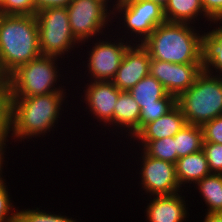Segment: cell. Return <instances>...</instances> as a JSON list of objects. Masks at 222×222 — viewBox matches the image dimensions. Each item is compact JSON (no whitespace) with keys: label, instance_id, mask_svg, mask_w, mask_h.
Wrapping results in <instances>:
<instances>
[{"label":"cell","instance_id":"35","mask_svg":"<svg viewBox=\"0 0 222 222\" xmlns=\"http://www.w3.org/2000/svg\"><path fill=\"white\" fill-rule=\"evenodd\" d=\"M0 86H9V75L3 70L0 63Z\"/></svg>","mask_w":222,"mask_h":222},{"label":"cell","instance_id":"31","mask_svg":"<svg viewBox=\"0 0 222 222\" xmlns=\"http://www.w3.org/2000/svg\"><path fill=\"white\" fill-rule=\"evenodd\" d=\"M204 13L212 21H222V0H201Z\"/></svg>","mask_w":222,"mask_h":222},{"label":"cell","instance_id":"33","mask_svg":"<svg viewBox=\"0 0 222 222\" xmlns=\"http://www.w3.org/2000/svg\"><path fill=\"white\" fill-rule=\"evenodd\" d=\"M8 142H10V141L0 140V179L4 178L6 176L5 175L6 173L4 172V167H7L8 161L5 159L7 158L6 156H8L7 154L10 153L9 152L10 147H8V144H9ZM7 149H8V152H7ZM5 163H7V164H5Z\"/></svg>","mask_w":222,"mask_h":222},{"label":"cell","instance_id":"28","mask_svg":"<svg viewBox=\"0 0 222 222\" xmlns=\"http://www.w3.org/2000/svg\"><path fill=\"white\" fill-rule=\"evenodd\" d=\"M3 15H36L34 0H2L0 3Z\"/></svg>","mask_w":222,"mask_h":222},{"label":"cell","instance_id":"15","mask_svg":"<svg viewBox=\"0 0 222 222\" xmlns=\"http://www.w3.org/2000/svg\"><path fill=\"white\" fill-rule=\"evenodd\" d=\"M140 106L129 91H121L113 111V131L115 136L130 140L139 131ZM120 130V132L118 131ZM126 133V134H125ZM123 136H119V135Z\"/></svg>","mask_w":222,"mask_h":222},{"label":"cell","instance_id":"11","mask_svg":"<svg viewBox=\"0 0 222 222\" xmlns=\"http://www.w3.org/2000/svg\"><path fill=\"white\" fill-rule=\"evenodd\" d=\"M82 82L84 85L79 84L80 87L78 88H81L83 92L80 93L79 91L77 97H80L79 100L83 102L82 104L85 103L84 111L89 114L88 117L97 120L96 122L99 125L97 124L96 127L103 125L102 129L104 128L112 133L110 131H113L114 106L121 91L110 81H86L88 82L86 83L83 80Z\"/></svg>","mask_w":222,"mask_h":222},{"label":"cell","instance_id":"36","mask_svg":"<svg viewBox=\"0 0 222 222\" xmlns=\"http://www.w3.org/2000/svg\"><path fill=\"white\" fill-rule=\"evenodd\" d=\"M105 3L112 11L114 10L118 0H98Z\"/></svg>","mask_w":222,"mask_h":222},{"label":"cell","instance_id":"27","mask_svg":"<svg viewBox=\"0 0 222 222\" xmlns=\"http://www.w3.org/2000/svg\"><path fill=\"white\" fill-rule=\"evenodd\" d=\"M5 178L0 179V222H17L18 206L12 199L8 188L10 185Z\"/></svg>","mask_w":222,"mask_h":222},{"label":"cell","instance_id":"18","mask_svg":"<svg viewBox=\"0 0 222 222\" xmlns=\"http://www.w3.org/2000/svg\"><path fill=\"white\" fill-rule=\"evenodd\" d=\"M175 170L180 187L186 189L190 196L192 187L205 176L211 174L203 150L178 158Z\"/></svg>","mask_w":222,"mask_h":222},{"label":"cell","instance_id":"8","mask_svg":"<svg viewBox=\"0 0 222 222\" xmlns=\"http://www.w3.org/2000/svg\"><path fill=\"white\" fill-rule=\"evenodd\" d=\"M87 43L88 45H86ZM131 45V42L124 40L120 36L118 37L116 34L114 35L113 30L102 37L100 36L96 39L81 43V49H79L77 53L81 54L82 51L80 50H83L84 48L82 47L84 46H89L90 48H86V50H89H87V53L85 54V59L87 61L82 60L83 65L81 66H85V68L83 67V70L85 69L84 75H81L82 72L76 73H79L81 78L83 76L82 79H88L87 81L111 82L116 74V71L120 67L125 52Z\"/></svg>","mask_w":222,"mask_h":222},{"label":"cell","instance_id":"32","mask_svg":"<svg viewBox=\"0 0 222 222\" xmlns=\"http://www.w3.org/2000/svg\"><path fill=\"white\" fill-rule=\"evenodd\" d=\"M72 0H34L37 11L50 7H67Z\"/></svg>","mask_w":222,"mask_h":222},{"label":"cell","instance_id":"17","mask_svg":"<svg viewBox=\"0 0 222 222\" xmlns=\"http://www.w3.org/2000/svg\"><path fill=\"white\" fill-rule=\"evenodd\" d=\"M201 65L208 73L222 75V21L211 22L202 32Z\"/></svg>","mask_w":222,"mask_h":222},{"label":"cell","instance_id":"26","mask_svg":"<svg viewBox=\"0 0 222 222\" xmlns=\"http://www.w3.org/2000/svg\"><path fill=\"white\" fill-rule=\"evenodd\" d=\"M177 105V98L167 94L159 100V105L140 107L139 130L149 122L162 117Z\"/></svg>","mask_w":222,"mask_h":222},{"label":"cell","instance_id":"1","mask_svg":"<svg viewBox=\"0 0 222 222\" xmlns=\"http://www.w3.org/2000/svg\"><path fill=\"white\" fill-rule=\"evenodd\" d=\"M67 92H53L31 97H13L12 99V142L28 143L37 138L52 135L57 131L59 120L68 104ZM67 95V96H66ZM67 99V100H66ZM67 105H66V104ZM65 106V108H64ZM63 111V112H62ZM57 127V128H56ZM50 132V133H49ZM49 133V134H48ZM48 134V135H47ZM32 139V140H31ZM14 140V141H13ZM26 142H25V141Z\"/></svg>","mask_w":222,"mask_h":222},{"label":"cell","instance_id":"12","mask_svg":"<svg viewBox=\"0 0 222 222\" xmlns=\"http://www.w3.org/2000/svg\"><path fill=\"white\" fill-rule=\"evenodd\" d=\"M202 70L201 63L177 64L151 59L149 74L163 85L168 94L178 98L194 84Z\"/></svg>","mask_w":222,"mask_h":222},{"label":"cell","instance_id":"34","mask_svg":"<svg viewBox=\"0 0 222 222\" xmlns=\"http://www.w3.org/2000/svg\"><path fill=\"white\" fill-rule=\"evenodd\" d=\"M202 218L204 219L200 222H222V213H203Z\"/></svg>","mask_w":222,"mask_h":222},{"label":"cell","instance_id":"25","mask_svg":"<svg viewBox=\"0 0 222 222\" xmlns=\"http://www.w3.org/2000/svg\"><path fill=\"white\" fill-rule=\"evenodd\" d=\"M12 99L10 86H0V139L4 141L11 137Z\"/></svg>","mask_w":222,"mask_h":222},{"label":"cell","instance_id":"9","mask_svg":"<svg viewBox=\"0 0 222 222\" xmlns=\"http://www.w3.org/2000/svg\"><path fill=\"white\" fill-rule=\"evenodd\" d=\"M67 13L73 36L80 44L112 32L113 11L103 2L72 0Z\"/></svg>","mask_w":222,"mask_h":222},{"label":"cell","instance_id":"19","mask_svg":"<svg viewBox=\"0 0 222 222\" xmlns=\"http://www.w3.org/2000/svg\"><path fill=\"white\" fill-rule=\"evenodd\" d=\"M165 20L168 22L188 23L197 26L213 22L205 13L201 0H168L163 8ZM201 18V19H200ZM201 20V21H200ZM200 21V22H199Z\"/></svg>","mask_w":222,"mask_h":222},{"label":"cell","instance_id":"23","mask_svg":"<svg viewBox=\"0 0 222 222\" xmlns=\"http://www.w3.org/2000/svg\"><path fill=\"white\" fill-rule=\"evenodd\" d=\"M130 143L132 144L131 146L134 147L136 145V148L139 147L152 158L173 164L178 160L174 136L152 141H133V143Z\"/></svg>","mask_w":222,"mask_h":222},{"label":"cell","instance_id":"7","mask_svg":"<svg viewBox=\"0 0 222 222\" xmlns=\"http://www.w3.org/2000/svg\"><path fill=\"white\" fill-rule=\"evenodd\" d=\"M112 20L117 23L112 28L114 34L132 44H141L158 25L166 21L163 7L150 0L116 4Z\"/></svg>","mask_w":222,"mask_h":222},{"label":"cell","instance_id":"38","mask_svg":"<svg viewBox=\"0 0 222 222\" xmlns=\"http://www.w3.org/2000/svg\"><path fill=\"white\" fill-rule=\"evenodd\" d=\"M136 1H139V0H118L117 4H129Z\"/></svg>","mask_w":222,"mask_h":222},{"label":"cell","instance_id":"30","mask_svg":"<svg viewBox=\"0 0 222 222\" xmlns=\"http://www.w3.org/2000/svg\"><path fill=\"white\" fill-rule=\"evenodd\" d=\"M204 142L222 144V115L202 126Z\"/></svg>","mask_w":222,"mask_h":222},{"label":"cell","instance_id":"37","mask_svg":"<svg viewBox=\"0 0 222 222\" xmlns=\"http://www.w3.org/2000/svg\"><path fill=\"white\" fill-rule=\"evenodd\" d=\"M150 1H153L155 3H158L161 7H165L166 4L168 3V0H150Z\"/></svg>","mask_w":222,"mask_h":222},{"label":"cell","instance_id":"3","mask_svg":"<svg viewBox=\"0 0 222 222\" xmlns=\"http://www.w3.org/2000/svg\"><path fill=\"white\" fill-rule=\"evenodd\" d=\"M41 55L36 15L0 17V63L8 75Z\"/></svg>","mask_w":222,"mask_h":222},{"label":"cell","instance_id":"6","mask_svg":"<svg viewBox=\"0 0 222 222\" xmlns=\"http://www.w3.org/2000/svg\"><path fill=\"white\" fill-rule=\"evenodd\" d=\"M36 18L38 21L41 54L63 60L67 58V67L69 69V62L71 60L69 57L73 56L72 58H75L74 53L77 55L76 50L81 48V44L73 36L67 7L41 9L36 12Z\"/></svg>","mask_w":222,"mask_h":222},{"label":"cell","instance_id":"2","mask_svg":"<svg viewBox=\"0 0 222 222\" xmlns=\"http://www.w3.org/2000/svg\"><path fill=\"white\" fill-rule=\"evenodd\" d=\"M199 25L168 22L158 25L141 43L151 59L169 63H201V36Z\"/></svg>","mask_w":222,"mask_h":222},{"label":"cell","instance_id":"20","mask_svg":"<svg viewBox=\"0 0 222 222\" xmlns=\"http://www.w3.org/2000/svg\"><path fill=\"white\" fill-rule=\"evenodd\" d=\"M200 201L205 202V213H222V174L211 173L194 186Z\"/></svg>","mask_w":222,"mask_h":222},{"label":"cell","instance_id":"16","mask_svg":"<svg viewBox=\"0 0 222 222\" xmlns=\"http://www.w3.org/2000/svg\"><path fill=\"white\" fill-rule=\"evenodd\" d=\"M187 124L178 105L162 117L144 125L131 141H152L172 137Z\"/></svg>","mask_w":222,"mask_h":222},{"label":"cell","instance_id":"4","mask_svg":"<svg viewBox=\"0 0 222 222\" xmlns=\"http://www.w3.org/2000/svg\"><path fill=\"white\" fill-rule=\"evenodd\" d=\"M59 59L41 55L26 64L20 65L9 75L12 97L39 96L53 92H67L66 90L69 92L70 89H66L67 87L64 86V83L68 81L63 78L65 76L62 74L66 68L61 66L65 67L66 63L64 62L67 61Z\"/></svg>","mask_w":222,"mask_h":222},{"label":"cell","instance_id":"39","mask_svg":"<svg viewBox=\"0 0 222 222\" xmlns=\"http://www.w3.org/2000/svg\"><path fill=\"white\" fill-rule=\"evenodd\" d=\"M3 15L2 10H1V6H0V17Z\"/></svg>","mask_w":222,"mask_h":222},{"label":"cell","instance_id":"22","mask_svg":"<svg viewBox=\"0 0 222 222\" xmlns=\"http://www.w3.org/2000/svg\"><path fill=\"white\" fill-rule=\"evenodd\" d=\"M174 138L178 158L196 153L203 148V130L200 125L186 124Z\"/></svg>","mask_w":222,"mask_h":222},{"label":"cell","instance_id":"14","mask_svg":"<svg viewBox=\"0 0 222 222\" xmlns=\"http://www.w3.org/2000/svg\"><path fill=\"white\" fill-rule=\"evenodd\" d=\"M151 58L141 44H132L111 81L120 91H129L149 74Z\"/></svg>","mask_w":222,"mask_h":222},{"label":"cell","instance_id":"10","mask_svg":"<svg viewBox=\"0 0 222 222\" xmlns=\"http://www.w3.org/2000/svg\"><path fill=\"white\" fill-rule=\"evenodd\" d=\"M128 146H130V149H133L132 153L135 150L136 153L134 152L133 154H137L136 157L139 159H135L137 165L140 163V167L136 170V176L138 174V179H140L137 184L141 187L138 192L144 191L142 193L148 197L155 195H170L184 191L178 183L175 164L152 158L140 148L139 151L142 152L138 153V148H131L130 143ZM138 155L140 157H138Z\"/></svg>","mask_w":222,"mask_h":222},{"label":"cell","instance_id":"13","mask_svg":"<svg viewBox=\"0 0 222 222\" xmlns=\"http://www.w3.org/2000/svg\"><path fill=\"white\" fill-rule=\"evenodd\" d=\"M187 191H180L170 195L148 196L144 206L146 222H185L189 219L191 201L186 200ZM185 195H184V194ZM190 204H189V203ZM188 218V219H187ZM186 221V222H187Z\"/></svg>","mask_w":222,"mask_h":222},{"label":"cell","instance_id":"5","mask_svg":"<svg viewBox=\"0 0 222 222\" xmlns=\"http://www.w3.org/2000/svg\"><path fill=\"white\" fill-rule=\"evenodd\" d=\"M177 105L187 124L202 126L222 115V75L203 69L194 84L177 98Z\"/></svg>","mask_w":222,"mask_h":222},{"label":"cell","instance_id":"29","mask_svg":"<svg viewBox=\"0 0 222 222\" xmlns=\"http://www.w3.org/2000/svg\"><path fill=\"white\" fill-rule=\"evenodd\" d=\"M208 167L211 173L222 174V144L203 142Z\"/></svg>","mask_w":222,"mask_h":222},{"label":"cell","instance_id":"24","mask_svg":"<svg viewBox=\"0 0 222 222\" xmlns=\"http://www.w3.org/2000/svg\"><path fill=\"white\" fill-rule=\"evenodd\" d=\"M43 206L39 207H30L29 208H22L18 207L17 211V222H81L79 219L73 218L71 216H66L64 212H50L49 210L46 211L47 207L40 209ZM62 213V214H61ZM64 214V215H63Z\"/></svg>","mask_w":222,"mask_h":222},{"label":"cell","instance_id":"21","mask_svg":"<svg viewBox=\"0 0 222 222\" xmlns=\"http://www.w3.org/2000/svg\"><path fill=\"white\" fill-rule=\"evenodd\" d=\"M129 93L140 107L159 105V100L168 94L163 85L150 74L132 87Z\"/></svg>","mask_w":222,"mask_h":222}]
</instances>
